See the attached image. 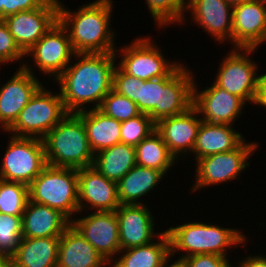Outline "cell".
Returning a JSON list of instances; mask_svg holds the SVG:
<instances>
[{
  "label": "cell",
  "mask_w": 266,
  "mask_h": 267,
  "mask_svg": "<svg viewBox=\"0 0 266 267\" xmlns=\"http://www.w3.org/2000/svg\"><path fill=\"white\" fill-rule=\"evenodd\" d=\"M74 57L78 62L69 64L54 80L60 85L64 108L67 113L86 111L89 104H93L91 109H97L112 90L118 57L115 52L75 53Z\"/></svg>",
  "instance_id": "cell-1"
},
{
  "label": "cell",
  "mask_w": 266,
  "mask_h": 267,
  "mask_svg": "<svg viewBox=\"0 0 266 267\" xmlns=\"http://www.w3.org/2000/svg\"><path fill=\"white\" fill-rule=\"evenodd\" d=\"M113 4L112 0H95L72 12L59 0L58 21L67 31L75 53L115 52L116 32L110 24Z\"/></svg>",
  "instance_id": "cell-2"
},
{
  "label": "cell",
  "mask_w": 266,
  "mask_h": 267,
  "mask_svg": "<svg viewBox=\"0 0 266 267\" xmlns=\"http://www.w3.org/2000/svg\"><path fill=\"white\" fill-rule=\"evenodd\" d=\"M182 65L171 76L139 79L137 108L156 124L160 120L185 113L193 106L194 75Z\"/></svg>",
  "instance_id": "cell-3"
},
{
  "label": "cell",
  "mask_w": 266,
  "mask_h": 267,
  "mask_svg": "<svg viewBox=\"0 0 266 267\" xmlns=\"http://www.w3.org/2000/svg\"><path fill=\"white\" fill-rule=\"evenodd\" d=\"M165 231L170 240L172 257L179 251L184 252L181 258L195 254H217L228 257L227 248L232 246L237 248V245L240 246L247 241V237L239 229L223 228L217 224L210 225L197 221L173 226Z\"/></svg>",
  "instance_id": "cell-4"
},
{
  "label": "cell",
  "mask_w": 266,
  "mask_h": 267,
  "mask_svg": "<svg viewBox=\"0 0 266 267\" xmlns=\"http://www.w3.org/2000/svg\"><path fill=\"white\" fill-rule=\"evenodd\" d=\"M42 141L47 165L78 170L93 164L87 131L76 113H68Z\"/></svg>",
  "instance_id": "cell-5"
},
{
  "label": "cell",
  "mask_w": 266,
  "mask_h": 267,
  "mask_svg": "<svg viewBox=\"0 0 266 267\" xmlns=\"http://www.w3.org/2000/svg\"><path fill=\"white\" fill-rule=\"evenodd\" d=\"M29 200L56 209L72 221L79 214L77 169L47 165L29 185Z\"/></svg>",
  "instance_id": "cell-6"
},
{
  "label": "cell",
  "mask_w": 266,
  "mask_h": 267,
  "mask_svg": "<svg viewBox=\"0 0 266 267\" xmlns=\"http://www.w3.org/2000/svg\"><path fill=\"white\" fill-rule=\"evenodd\" d=\"M67 114L60 92L53 93L42 85L6 133L42 139Z\"/></svg>",
  "instance_id": "cell-7"
},
{
  "label": "cell",
  "mask_w": 266,
  "mask_h": 267,
  "mask_svg": "<svg viewBox=\"0 0 266 267\" xmlns=\"http://www.w3.org/2000/svg\"><path fill=\"white\" fill-rule=\"evenodd\" d=\"M153 42L150 36L136 37L130 44L116 49L115 55L122 56L117 65L128 75L144 81L171 76L183 64L168 61Z\"/></svg>",
  "instance_id": "cell-8"
},
{
  "label": "cell",
  "mask_w": 266,
  "mask_h": 267,
  "mask_svg": "<svg viewBox=\"0 0 266 267\" xmlns=\"http://www.w3.org/2000/svg\"><path fill=\"white\" fill-rule=\"evenodd\" d=\"M46 166L42 139L12 135L1 162L0 179L29 186Z\"/></svg>",
  "instance_id": "cell-9"
},
{
  "label": "cell",
  "mask_w": 266,
  "mask_h": 267,
  "mask_svg": "<svg viewBox=\"0 0 266 267\" xmlns=\"http://www.w3.org/2000/svg\"><path fill=\"white\" fill-rule=\"evenodd\" d=\"M258 148L255 142L244 140L237 148L225 153H217L196 160L195 183L191 192L206 186L218 185L240 178L241 172L249 167L248 159Z\"/></svg>",
  "instance_id": "cell-10"
},
{
  "label": "cell",
  "mask_w": 266,
  "mask_h": 267,
  "mask_svg": "<svg viewBox=\"0 0 266 267\" xmlns=\"http://www.w3.org/2000/svg\"><path fill=\"white\" fill-rule=\"evenodd\" d=\"M258 49L233 48L222 59L215 83L229 93L240 97L245 103L254 104L258 84V63L250 59Z\"/></svg>",
  "instance_id": "cell-11"
},
{
  "label": "cell",
  "mask_w": 266,
  "mask_h": 267,
  "mask_svg": "<svg viewBox=\"0 0 266 267\" xmlns=\"http://www.w3.org/2000/svg\"><path fill=\"white\" fill-rule=\"evenodd\" d=\"M34 61V67L40 73L56 79L72 61L75 52L70 43L67 31L57 21L49 31L25 53Z\"/></svg>",
  "instance_id": "cell-12"
},
{
  "label": "cell",
  "mask_w": 266,
  "mask_h": 267,
  "mask_svg": "<svg viewBox=\"0 0 266 267\" xmlns=\"http://www.w3.org/2000/svg\"><path fill=\"white\" fill-rule=\"evenodd\" d=\"M59 0H48L42 7L20 11L3 19L19 48L26 53L58 21Z\"/></svg>",
  "instance_id": "cell-13"
},
{
  "label": "cell",
  "mask_w": 266,
  "mask_h": 267,
  "mask_svg": "<svg viewBox=\"0 0 266 267\" xmlns=\"http://www.w3.org/2000/svg\"><path fill=\"white\" fill-rule=\"evenodd\" d=\"M27 64L25 61V64L19 65L10 80L0 86V128L3 132L15 123L21 110L43 85L34 75L35 68Z\"/></svg>",
  "instance_id": "cell-14"
},
{
  "label": "cell",
  "mask_w": 266,
  "mask_h": 267,
  "mask_svg": "<svg viewBox=\"0 0 266 267\" xmlns=\"http://www.w3.org/2000/svg\"><path fill=\"white\" fill-rule=\"evenodd\" d=\"M71 224L109 263L121 250L119 224L115 211H93Z\"/></svg>",
  "instance_id": "cell-15"
},
{
  "label": "cell",
  "mask_w": 266,
  "mask_h": 267,
  "mask_svg": "<svg viewBox=\"0 0 266 267\" xmlns=\"http://www.w3.org/2000/svg\"><path fill=\"white\" fill-rule=\"evenodd\" d=\"M197 84L193 88V107L197 110L202 121L216 124L234 125L239 118L245 103L240 97L235 96L215 82L211 87L197 90Z\"/></svg>",
  "instance_id": "cell-16"
},
{
  "label": "cell",
  "mask_w": 266,
  "mask_h": 267,
  "mask_svg": "<svg viewBox=\"0 0 266 267\" xmlns=\"http://www.w3.org/2000/svg\"><path fill=\"white\" fill-rule=\"evenodd\" d=\"M119 224L121 250L144 246L162 232L155 233L154 216L144 204H120L115 210Z\"/></svg>",
  "instance_id": "cell-17"
},
{
  "label": "cell",
  "mask_w": 266,
  "mask_h": 267,
  "mask_svg": "<svg viewBox=\"0 0 266 267\" xmlns=\"http://www.w3.org/2000/svg\"><path fill=\"white\" fill-rule=\"evenodd\" d=\"M232 44L234 48L257 49L266 42V6L250 0L233 6Z\"/></svg>",
  "instance_id": "cell-18"
},
{
  "label": "cell",
  "mask_w": 266,
  "mask_h": 267,
  "mask_svg": "<svg viewBox=\"0 0 266 267\" xmlns=\"http://www.w3.org/2000/svg\"><path fill=\"white\" fill-rule=\"evenodd\" d=\"M77 178L79 213L84 208L115 211L119 207L116 182L108 180L92 166L78 169Z\"/></svg>",
  "instance_id": "cell-19"
},
{
  "label": "cell",
  "mask_w": 266,
  "mask_h": 267,
  "mask_svg": "<svg viewBox=\"0 0 266 267\" xmlns=\"http://www.w3.org/2000/svg\"><path fill=\"white\" fill-rule=\"evenodd\" d=\"M199 115L192 106L185 113L164 118L155 124V130L160 134L176 161L181 154L186 157L193 151L202 122Z\"/></svg>",
  "instance_id": "cell-20"
},
{
  "label": "cell",
  "mask_w": 266,
  "mask_h": 267,
  "mask_svg": "<svg viewBox=\"0 0 266 267\" xmlns=\"http://www.w3.org/2000/svg\"><path fill=\"white\" fill-rule=\"evenodd\" d=\"M186 10L212 39L232 45L233 7L226 0H188Z\"/></svg>",
  "instance_id": "cell-21"
},
{
  "label": "cell",
  "mask_w": 266,
  "mask_h": 267,
  "mask_svg": "<svg viewBox=\"0 0 266 267\" xmlns=\"http://www.w3.org/2000/svg\"><path fill=\"white\" fill-rule=\"evenodd\" d=\"M109 264L72 224L60 236L57 267H106Z\"/></svg>",
  "instance_id": "cell-22"
},
{
  "label": "cell",
  "mask_w": 266,
  "mask_h": 267,
  "mask_svg": "<svg viewBox=\"0 0 266 267\" xmlns=\"http://www.w3.org/2000/svg\"><path fill=\"white\" fill-rule=\"evenodd\" d=\"M70 225L60 211L28 200L22 215V237H60Z\"/></svg>",
  "instance_id": "cell-23"
},
{
  "label": "cell",
  "mask_w": 266,
  "mask_h": 267,
  "mask_svg": "<svg viewBox=\"0 0 266 267\" xmlns=\"http://www.w3.org/2000/svg\"><path fill=\"white\" fill-rule=\"evenodd\" d=\"M230 124H216L202 121L192 151L195 159L225 153L237 148L243 141L242 133L233 129Z\"/></svg>",
  "instance_id": "cell-24"
},
{
  "label": "cell",
  "mask_w": 266,
  "mask_h": 267,
  "mask_svg": "<svg viewBox=\"0 0 266 267\" xmlns=\"http://www.w3.org/2000/svg\"><path fill=\"white\" fill-rule=\"evenodd\" d=\"M60 237H22L12 267H57Z\"/></svg>",
  "instance_id": "cell-25"
},
{
  "label": "cell",
  "mask_w": 266,
  "mask_h": 267,
  "mask_svg": "<svg viewBox=\"0 0 266 267\" xmlns=\"http://www.w3.org/2000/svg\"><path fill=\"white\" fill-rule=\"evenodd\" d=\"M87 131L89 146L94 154L121 143V122L105 115L98 108L76 113Z\"/></svg>",
  "instance_id": "cell-26"
},
{
  "label": "cell",
  "mask_w": 266,
  "mask_h": 267,
  "mask_svg": "<svg viewBox=\"0 0 266 267\" xmlns=\"http://www.w3.org/2000/svg\"><path fill=\"white\" fill-rule=\"evenodd\" d=\"M165 176L163 171L135 165L117 182L120 204H143L140 198L152 192Z\"/></svg>",
  "instance_id": "cell-27"
},
{
  "label": "cell",
  "mask_w": 266,
  "mask_h": 267,
  "mask_svg": "<svg viewBox=\"0 0 266 267\" xmlns=\"http://www.w3.org/2000/svg\"><path fill=\"white\" fill-rule=\"evenodd\" d=\"M144 246L120 250L119 256L109 264L110 267H160L170 254V240L166 231ZM122 253V254H121ZM121 255V256H120Z\"/></svg>",
  "instance_id": "cell-28"
},
{
  "label": "cell",
  "mask_w": 266,
  "mask_h": 267,
  "mask_svg": "<svg viewBox=\"0 0 266 267\" xmlns=\"http://www.w3.org/2000/svg\"><path fill=\"white\" fill-rule=\"evenodd\" d=\"M135 165V146L118 143L94 154L92 167L108 180L117 183Z\"/></svg>",
  "instance_id": "cell-29"
},
{
  "label": "cell",
  "mask_w": 266,
  "mask_h": 267,
  "mask_svg": "<svg viewBox=\"0 0 266 267\" xmlns=\"http://www.w3.org/2000/svg\"><path fill=\"white\" fill-rule=\"evenodd\" d=\"M135 154L136 165L163 171L165 174L178 162L156 130L135 146Z\"/></svg>",
  "instance_id": "cell-30"
},
{
  "label": "cell",
  "mask_w": 266,
  "mask_h": 267,
  "mask_svg": "<svg viewBox=\"0 0 266 267\" xmlns=\"http://www.w3.org/2000/svg\"><path fill=\"white\" fill-rule=\"evenodd\" d=\"M148 11L151 13L157 26H171L170 24H185L184 13L186 10L187 0H145Z\"/></svg>",
  "instance_id": "cell-31"
},
{
  "label": "cell",
  "mask_w": 266,
  "mask_h": 267,
  "mask_svg": "<svg viewBox=\"0 0 266 267\" xmlns=\"http://www.w3.org/2000/svg\"><path fill=\"white\" fill-rule=\"evenodd\" d=\"M29 200V186L0 179V213L23 215Z\"/></svg>",
  "instance_id": "cell-32"
},
{
  "label": "cell",
  "mask_w": 266,
  "mask_h": 267,
  "mask_svg": "<svg viewBox=\"0 0 266 267\" xmlns=\"http://www.w3.org/2000/svg\"><path fill=\"white\" fill-rule=\"evenodd\" d=\"M22 239V215L0 213V259H10Z\"/></svg>",
  "instance_id": "cell-33"
},
{
  "label": "cell",
  "mask_w": 266,
  "mask_h": 267,
  "mask_svg": "<svg viewBox=\"0 0 266 267\" xmlns=\"http://www.w3.org/2000/svg\"><path fill=\"white\" fill-rule=\"evenodd\" d=\"M98 109L119 122L127 121L141 113L135 102L113 89L103 98Z\"/></svg>",
  "instance_id": "cell-34"
},
{
  "label": "cell",
  "mask_w": 266,
  "mask_h": 267,
  "mask_svg": "<svg viewBox=\"0 0 266 267\" xmlns=\"http://www.w3.org/2000/svg\"><path fill=\"white\" fill-rule=\"evenodd\" d=\"M155 130V123L144 113L121 122V143L136 146Z\"/></svg>",
  "instance_id": "cell-35"
},
{
  "label": "cell",
  "mask_w": 266,
  "mask_h": 267,
  "mask_svg": "<svg viewBox=\"0 0 266 267\" xmlns=\"http://www.w3.org/2000/svg\"><path fill=\"white\" fill-rule=\"evenodd\" d=\"M25 53L19 48L4 21H0V64L18 62L22 64Z\"/></svg>",
  "instance_id": "cell-36"
},
{
  "label": "cell",
  "mask_w": 266,
  "mask_h": 267,
  "mask_svg": "<svg viewBox=\"0 0 266 267\" xmlns=\"http://www.w3.org/2000/svg\"><path fill=\"white\" fill-rule=\"evenodd\" d=\"M112 89L133 102H138L139 79L128 75L118 65L113 72Z\"/></svg>",
  "instance_id": "cell-37"
},
{
  "label": "cell",
  "mask_w": 266,
  "mask_h": 267,
  "mask_svg": "<svg viewBox=\"0 0 266 267\" xmlns=\"http://www.w3.org/2000/svg\"><path fill=\"white\" fill-rule=\"evenodd\" d=\"M185 259L188 267H234L228 257L217 254H195Z\"/></svg>",
  "instance_id": "cell-38"
},
{
  "label": "cell",
  "mask_w": 266,
  "mask_h": 267,
  "mask_svg": "<svg viewBox=\"0 0 266 267\" xmlns=\"http://www.w3.org/2000/svg\"><path fill=\"white\" fill-rule=\"evenodd\" d=\"M48 0H4L3 19L20 11L42 7Z\"/></svg>",
  "instance_id": "cell-39"
},
{
  "label": "cell",
  "mask_w": 266,
  "mask_h": 267,
  "mask_svg": "<svg viewBox=\"0 0 266 267\" xmlns=\"http://www.w3.org/2000/svg\"><path fill=\"white\" fill-rule=\"evenodd\" d=\"M254 103L266 108V73L258 75L257 94Z\"/></svg>",
  "instance_id": "cell-40"
},
{
  "label": "cell",
  "mask_w": 266,
  "mask_h": 267,
  "mask_svg": "<svg viewBox=\"0 0 266 267\" xmlns=\"http://www.w3.org/2000/svg\"><path fill=\"white\" fill-rule=\"evenodd\" d=\"M242 260L237 263L238 267H266V255L263 254L251 255Z\"/></svg>",
  "instance_id": "cell-41"
},
{
  "label": "cell",
  "mask_w": 266,
  "mask_h": 267,
  "mask_svg": "<svg viewBox=\"0 0 266 267\" xmlns=\"http://www.w3.org/2000/svg\"><path fill=\"white\" fill-rule=\"evenodd\" d=\"M171 253L163 260L160 267H188L187 261L185 258L179 257L178 259L174 260L170 265H168L169 262H171L172 257ZM170 260V261H169Z\"/></svg>",
  "instance_id": "cell-42"
},
{
  "label": "cell",
  "mask_w": 266,
  "mask_h": 267,
  "mask_svg": "<svg viewBox=\"0 0 266 267\" xmlns=\"http://www.w3.org/2000/svg\"><path fill=\"white\" fill-rule=\"evenodd\" d=\"M228 4H230L232 7L238 4H242L244 2L250 1V0H226Z\"/></svg>",
  "instance_id": "cell-43"
},
{
  "label": "cell",
  "mask_w": 266,
  "mask_h": 267,
  "mask_svg": "<svg viewBox=\"0 0 266 267\" xmlns=\"http://www.w3.org/2000/svg\"><path fill=\"white\" fill-rule=\"evenodd\" d=\"M0 267H12L10 260L0 259Z\"/></svg>",
  "instance_id": "cell-44"
},
{
  "label": "cell",
  "mask_w": 266,
  "mask_h": 267,
  "mask_svg": "<svg viewBox=\"0 0 266 267\" xmlns=\"http://www.w3.org/2000/svg\"><path fill=\"white\" fill-rule=\"evenodd\" d=\"M3 4L4 0H0V21H3Z\"/></svg>",
  "instance_id": "cell-45"
},
{
  "label": "cell",
  "mask_w": 266,
  "mask_h": 267,
  "mask_svg": "<svg viewBox=\"0 0 266 267\" xmlns=\"http://www.w3.org/2000/svg\"><path fill=\"white\" fill-rule=\"evenodd\" d=\"M266 6V0H259Z\"/></svg>",
  "instance_id": "cell-46"
}]
</instances>
